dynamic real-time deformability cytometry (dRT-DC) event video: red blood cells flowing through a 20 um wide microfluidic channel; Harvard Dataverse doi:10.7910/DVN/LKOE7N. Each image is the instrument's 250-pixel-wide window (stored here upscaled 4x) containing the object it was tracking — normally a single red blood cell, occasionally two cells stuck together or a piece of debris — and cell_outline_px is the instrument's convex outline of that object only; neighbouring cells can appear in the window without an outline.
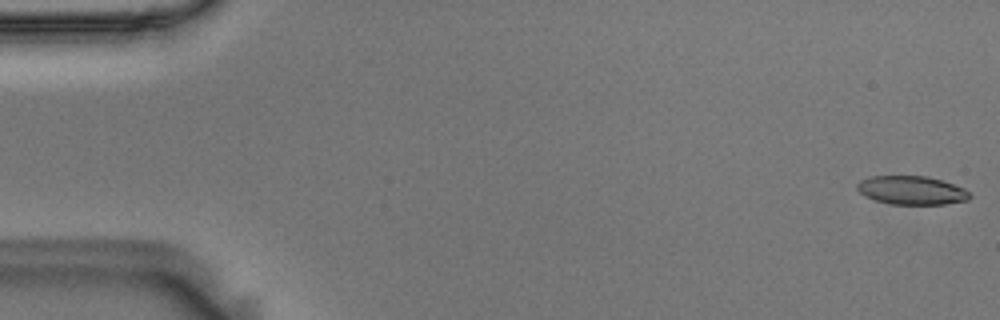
{"species": "Egyptian fruit bat (a non-hibernating species)", "species_latin": "Rousettus aegyptiacus", "temperature_condition": "room temperature", "stored_images_in_passage": 55, "camera_frame_rate_fps": 3000, "um_per_image_px": 0.085, "animal": {"sex": "male"}, "frame": {"image": 1, "passage_image": 1, "time_ms": 0.0, "image_size_px": [1000, 320], "cell_outline_px": [[972, 196], [968, 200], [944, 204], [888, 204], [864, 196], [856, 188], [856, 184], [860, 180], [872, 176], [924, 176], [940, 180], [964, 188]], "centroid_in_image_um": [77.46, 16.18], "position_along_channel_um": 7.5, "area_um2": 18.67}}
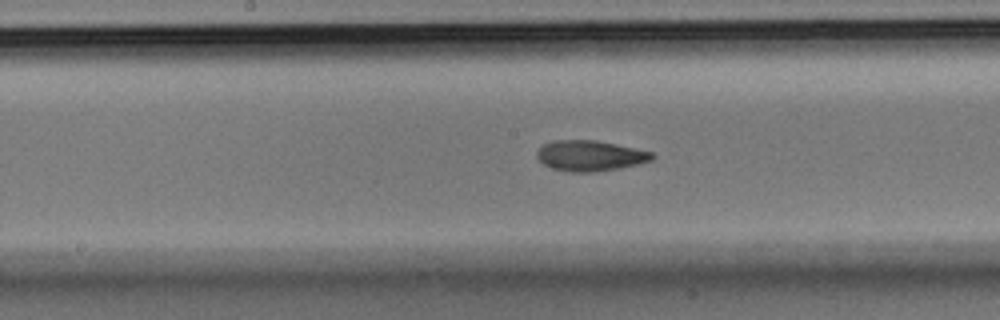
{"frame": {"image": 2, "passage_image": 28, "time_ms": 9.0, "image_size_px": [1000, 320], "cell_outline_px": [[656, 156], [652, 160], [636, 164], [616, 168], [592, 172], [572, 172], [552, 168], [544, 164], [536, 156], [536, 152], [544, 144], [552, 140], [596, 140], [616, 144], [652, 152]], "centroid_in_image_um": [50.14, 13.22], "position_along_channel_um": 198.1, "area_um2": 20.29}}
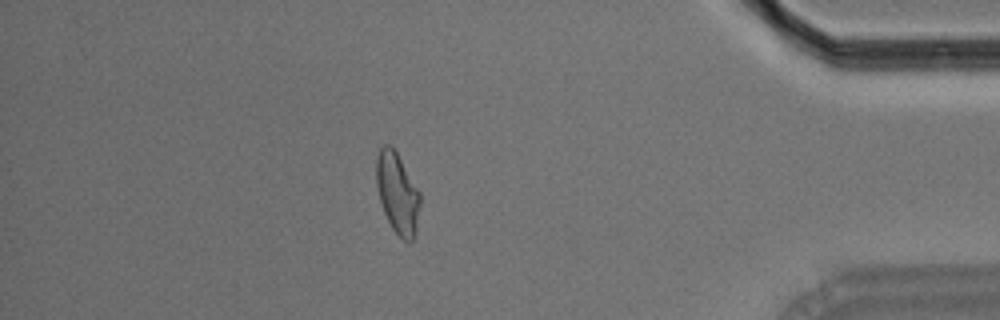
{"frame": {"image": 3, "passage_image": 48, "time_ms": 15.667, "image_size_px": [1000, 320], "cell_outline_px": [[420, 204], [416, 232], [412, 240], [408, 244], [392, 228], [384, 212], [380, 200], [376, 184], [376, 156], [380, 148], [384, 144], [392, 144], [420, 192]], "centroid_in_image_um": [33.78, 16.39], "position_along_channel_um": 401.4, "area_um2": 20.69}, "authors_computed_cell_mechanics": {"area_um2": 20.2878, "velocity_mm_per_s": 3.6536, "shape_relaxation_time_tau1_ms": 6.9289, "shape_relaxation_time_tau2_ms": 2.3093, "deformation_change_tau1": 0.194, "deformation_change_tau2": 0.0896}}